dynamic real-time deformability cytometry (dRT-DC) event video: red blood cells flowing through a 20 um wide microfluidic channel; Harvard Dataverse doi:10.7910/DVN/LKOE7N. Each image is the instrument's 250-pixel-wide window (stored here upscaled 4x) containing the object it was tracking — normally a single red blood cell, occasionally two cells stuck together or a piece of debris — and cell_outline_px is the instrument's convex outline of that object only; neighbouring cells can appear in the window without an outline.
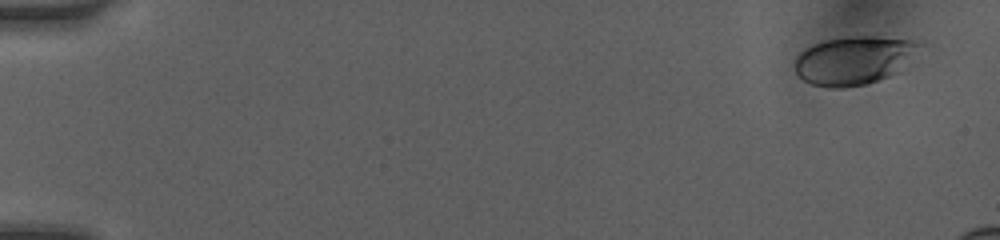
{"species": "human", "species_latin": "Homo sapiens", "temperature_condition": "room temperature", "stored_images_in_passage": 7, "camera_frame_rate_fps": 3000, "um_per_image_px": 0.085, "donor": {"sex": "female"}, "frame": {"image": 1, "passage_image": 1, "time_ms": 0.0, "image_size_px": [1000, 240], "cell_outline_px": [[924, 44], [896, 72], [888, 76], [864, 84], [844, 88], [828, 88], [812, 84], [796, 76], [796, 56], [804, 48], [824, 40], [848, 36], [876, 36], [924, 40]], "centroid_in_image_um": [72.58, 5.1], "position_along_channel_um": 12.4, "area_um2": 35.26}}
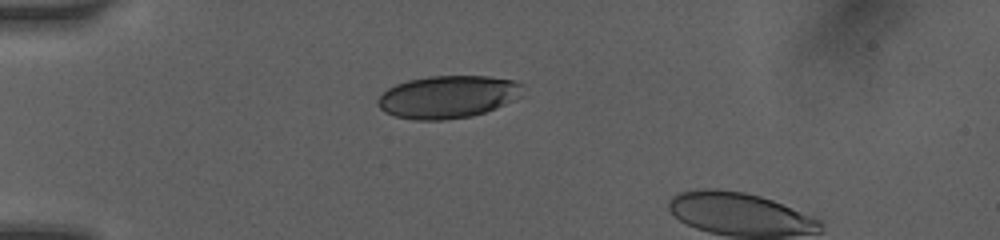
{"frame": {"image": 2, "passage_image": 6, "time_ms": 4.0, "image_size_px": [1000, 240], "cell_outline_px": [[524, 84], [504, 104], [496, 108], [472, 116], [444, 120], [416, 120], [396, 116], [384, 112], [376, 104], [376, 100], [388, 88], [396, 84], [408, 80], [428, 76], [488, 76], [516, 80]], "centroid_in_image_um": [37.97, 8.23], "position_along_channel_um": 47.0, "area_um2": 35.49}}